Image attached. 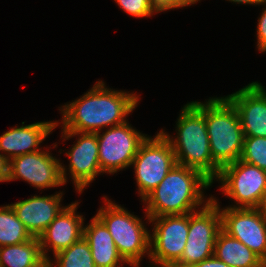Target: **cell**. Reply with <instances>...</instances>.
<instances>
[{"label": "cell", "instance_id": "cell-1", "mask_svg": "<svg viewBox=\"0 0 266 267\" xmlns=\"http://www.w3.org/2000/svg\"><path fill=\"white\" fill-rule=\"evenodd\" d=\"M135 93L107 88L98 81L80 98L60 107L61 130L96 133L128 121L126 117L139 103Z\"/></svg>", "mask_w": 266, "mask_h": 267}, {"label": "cell", "instance_id": "cell-2", "mask_svg": "<svg viewBox=\"0 0 266 267\" xmlns=\"http://www.w3.org/2000/svg\"><path fill=\"white\" fill-rule=\"evenodd\" d=\"M212 184L198 170L176 164L161 183L141 200L146 205L147 221L151 217L188 214L202 204L205 206L214 196L204 199L203 191Z\"/></svg>", "mask_w": 266, "mask_h": 267}, {"label": "cell", "instance_id": "cell-3", "mask_svg": "<svg viewBox=\"0 0 266 267\" xmlns=\"http://www.w3.org/2000/svg\"><path fill=\"white\" fill-rule=\"evenodd\" d=\"M160 131L170 141L178 165L198 170L214 183L221 167L211 156L205 103L192 101L184 105L177 119L175 138L164 130Z\"/></svg>", "mask_w": 266, "mask_h": 267}, {"label": "cell", "instance_id": "cell-4", "mask_svg": "<svg viewBox=\"0 0 266 267\" xmlns=\"http://www.w3.org/2000/svg\"><path fill=\"white\" fill-rule=\"evenodd\" d=\"M205 123L213 160L220 167L239 160L245 136L239 114L225 96L206 100Z\"/></svg>", "mask_w": 266, "mask_h": 267}, {"label": "cell", "instance_id": "cell-5", "mask_svg": "<svg viewBox=\"0 0 266 267\" xmlns=\"http://www.w3.org/2000/svg\"><path fill=\"white\" fill-rule=\"evenodd\" d=\"M104 207L95 214L108 228L119 254L129 266H140L150 256V231L138 216L104 196Z\"/></svg>", "mask_w": 266, "mask_h": 267}, {"label": "cell", "instance_id": "cell-6", "mask_svg": "<svg viewBox=\"0 0 266 267\" xmlns=\"http://www.w3.org/2000/svg\"><path fill=\"white\" fill-rule=\"evenodd\" d=\"M220 205L212 199L201 209L189 213V229L181 258L172 267H191L214 255L221 230Z\"/></svg>", "mask_w": 266, "mask_h": 267}, {"label": "cell", "instance_id": "cell-7", "mask_svg": "<svg viewBox=\"0 0 266 267\" xmlns=\"http://www.w3.org/2000/svg\"><path fill=\"white\" fill-rule=\"evenodd\" d=\"M176 164L172 145L161 131L154 138L147 136L131 163L140 198L154 190Z\"/></svg>", "mask_w": 266, "mask_h": 267}, {"label": "cell", "instance_id": "cell-8", "mask_svg": "<svg viewBox=\"0 0 266 267\" xmlns=\"http://www.w3.org/2000/svg\"><path fill=\"white\" fill-rule=\"evenodd\" d=\"M215 180L222 193L236 202L231 208H258L266 189V171L240 159L221 167Z\"/></svg>", "mask_w": 266, "mask_h": 267}, {"label": "cell", "instance_id": "cell-9", "mask_svg": "<svg viewBox=\"0 0 266 267\" xmlns=\"http://www.w3.org/2000/svg\"><path fill=\"white\" fill-rule=\"evenodd\" d=\"M150 259L156 267H172L182 256L189 229V213L149 218ZM153 264L150 267H154Z\"/></svg>", "mask_w": 266, "mask_h": 267}, {"label": "cell", "instance_id": "cell-10", "mask_svg": "<svg viewBox=\"0 0 266 267\" xmlns=\"http://www.w3.org/2000/svg\"><path fill=\"white\" fill-rule=\"evenodd\" d=\"M99 146V165L102 173L114 174L131 166L141 143L147 138L128 121L96 132Z\"/></svg>", "mask_w": 266, "mask_h": 267}, {"label": "cell", "instance_id": "cell-11", "mask_svg": "<svg viewBox=\"0 0 266 267\" xmlns=\"http://www.w3.org/2000/svg\"><path fill=\"white\" fill-rule=\"evenodd\" d=\"M62 131L61 138L65 141L74 136H79L77 142H75L70 150L66 152V156L69 158V168L61 166V174L64 184H66L68 174H71V180L76 187V192L81 194L85 187L93 182L99 174H102L99 165V146L96 133L89 132H68ZM64 137V138H63Z\"/></svg>", "mask_w": 266, "mask_h": 267}, {"label": "cell", "instance_id": "cell-12", "mask_svg": "<svg viewBox=\"0 0 266 267\" xmlns=\"http://www.w3.org/2000/svg\"><path fill=\"white\" fill-rule=\"evenodd\" d=\"M221 229L266 259V215L258 208L220 209Z\"/></svg>", "mask_w": 266, "mask_h": 267}, {"label": "cell", "instance_id": "cell-13", "mask_svg": "<svg viewBox=\"0 0 266 267\" xmlns=\"http://www.w3.org/2000/svg\"><path fill=\"white\" fill-rule=\"evenodd\" d=\"M61 166L48 150L20 155L10 160L8 182L22 179L38 189L63 186Z\"/></svg>", "mask_w": 266, "mask_h": 267}, {"label": "cell", "instance_id": "cell-14", "mask_svg": "<svg viewBox=\"0 0 266 267\" xmlns=\"http://www.w3.org/2000/svg\"><path fill=\"white\" fill-rule=\"evenodd\" d=\"M225 97L236 108L245 137H266V90L262 84L249 83Z\"/></svg>", "mask_w": 266, "mask_h": 267}, {"label": "cell", "instance_id": "cell-15", "mask_svg": "<svg viewBox=\"0 0 266 267\" xmlns=\"http://www.w3.org/2000/svg\"><path fill=\"white\" fill-rule=\"evenodd\" d=\"M78 205L77 201L67 205L38 237L46 261L50 259L47 254L49 249L54 256L83 237L85 217L76 213Z\"/></svg>", "mask_w": 266, "mask_h": 267}, {"label": "cell", "instance_id": "cell-16", "mask_svg": "<svg viewBox=\"0 0 266 267\" xmlns=\"http://www.w3.org/2000/svg\"><path fill=\"white\" fill-rule=\"evenodd\" d=\"M63 192L48 196H31L10 204L18 219L33 237H39L66 207L61 205Z\"/></svg>", "mask_w": 266, "mask_h": 267}, {"label": "cell", "instance_id": "cell-17", "mask_svg": "<svg viewBox=\"0 0 266 267\" xmlns=\"http://www.w3.org/2000/svg\"><path fill=\"white\" fill-rule=\"evenodd\" d=\"M10 128L0 136V152L8 160L14 157L40 151V144L58 126V121L35 122ZM5 153V154H4Z\"/></svg>", "mask_w": 266, "mask_h": 267}, {"label": "cell", "instance_id": "cell-18", "mask_svg": "<svg viewBox=\"0 0 266 267\" xmlns=\"http://www.w3.org/2000/svg\"><path fill=\"white\" fill-rule=\"evenodd\" d=\"M83 237L89 243L96 267L129 265L119 254L108 228L96 215L88 225L83 226Z\"/></svg>", "mask_w": 266, "mask_h": 267}, {"label": "cell", "instance_id": "cell-19", "mask_svg": "<svg viewBox=\"0 0 266 267\" xmlns=\"http://www.w3.org/2000/svg\"><path fill=\"white\" fill-rule=\"evenodd\" d=\"M214 255L229 267H262L263 264L250 248L222 229L216 238Z\"/></svg>", "mask_w": 266, "mask_h": 267}, {"label": "cell", "instance_id": "cell-20", "mask_svg": "<svg viewBox=\"0 0 266 267\" xmlns=\"http://www.w3.org/2000/svg\"><path fill=\"white\" fill-rule=\"evenodd\" d=\"M0 267H47L38 237L0 247Z\"/></svg>", "mask_w": 266, "mask_h": 267}, {"label": "cell", "instance_id": "cell-21", "mask_svg": "<svg viewBox=\"0 0 266 267\" xmlns=\"http://www.w3.org/2000/svg\"><path fill=\"white\" fill-rule=\"evenodd\" d=\"M32 238L11 205L0 206V247L24 243Z\"/></svg>", "mask_w": 266, "mask_h": 267}, {"label": "cell", "instance_id": "cell-22", "mask_svg": "<svg viewBox=\"0 0 266 267\" xmlns=\"http://www.w3.org/2000/svg\"><path fill=\"white\" fill-rule=\"evenodd\" d=\"M54 258V261L52 259L47 261V267H96L89 243L84 237L54 255Z\"/></svg>", "mask_w": 266, "mask_h": 267}, {"label": "cell", "instance_id": "cell-23", "mask_svg": "<svg viewBox=\"0 0 266 267\" xmlns=\"http://www.w3.org/2000/svg\"><path fill=\"white\" fill-rule=\"evenodd\" d=\"M240 160L266 171V137H245Z\"/></svg>", "mask_w": 266, "mask_h": 267}, {"label": "cell", "instance_id": "cell-24", "mask_svg": "<svg viewBox=\"0 0 266 267\" xmlns=\"http://www.w3.org/2000/svg\"><path fill=\"white\" fill-rule=\"evenodd\" d=\"M130 16L143 18L158 13L153 0H114Z\"/></svg>", "mask_w": 266, "mask_h": 267}, {"label": "cell", "instance_id": "cell-25", "mask_svg": "<svg viewBox=\"0 0 266 267\" xmlns=\"http://www.w3.org/2000/svg\"><path fill=\"white\" fill-rule=\"evenodd\" d=\"M200 0H153L158 13L167 11L170 9L184 8L188 5H194Z\"/></svg>", "mask_w": 266, "mask_h": 267}, {"label": "cell", "instance_id": "cell-26", "mask_svg": "<svg viewBox=\"0 0 266 267\" xmlns=\"http://www.w3.org/2000/svg\"><path fill=\"white\" fill-rule=\"evenodd\" d=\"M265 6L258 18L257 27V48L261 52H266V1L262 4Z\"/></svg>", "mask_w": 266, "mask_h": 267}, {"label": "cell", "instance_id": "cell-27", "mask_svg": "<svg viewBox=\"0 0 266 267\" xmlns=\"http://www.w3.org/2000/svg\"><path fill=\"white\" fill-rule=\"evenodd\" d=\"M191 267H229V266L220 259H218L215 255H213L198 264L192 265Z\"/></svg>", "mask_w": 266, "mask_h": 267}, {"label": "cell", "instance_id": "cell-28", "mask_svg": "<svg viewBox=\"0 0 266 267\" xmlns=\"http://www.w3.org/2000/svg\"><path fill=\"white\" fill-rule=\"evenodd\" d=\"M9 164L10 160H8L5 155L0 153V182H8Z\"/></svg>", "mask_w": 266, "mask_h": 267}, {"label": "cell", "instance_id": "cell-29", "mask_svg": "<svg viewBox=\"0 0 266 267\" xmlns=\"http://www.w3.org/2000/svg\"><path fill=\"white\" fill-rule=\"evenodd\" d=\"M237 4L262 5L266 0H227Z\"/></svg>", "mask_w": 266, "mask_h": 267}, {"label": "cell", "instance_id": "cell-30", "mask_svg": "<svg viewBox=\"0 0 266 267\" xmlns=\"http://www.w3.org/2000/svg\"><path fill=\"white\" fill-rule=\"evenodd\" d=\"M258 209H260L266 215V189L264 190V194L258 206Z\"/></svg>", "mask_w": 266, "mask_h": 267}, {"label": "cell", "instance_id": "cell-31", "mask_svg": "<svg viewBox=\"0 0 266 267\" xmlns=\"http://www.w3.org/2000/svg\"><path fill=\"white\" fill-rule=\"evenodd\" d=\"M262 267H266V259L263 260Z\"/></svg>", "mask_w": 266, "mask_h": 267}]
</instances>
